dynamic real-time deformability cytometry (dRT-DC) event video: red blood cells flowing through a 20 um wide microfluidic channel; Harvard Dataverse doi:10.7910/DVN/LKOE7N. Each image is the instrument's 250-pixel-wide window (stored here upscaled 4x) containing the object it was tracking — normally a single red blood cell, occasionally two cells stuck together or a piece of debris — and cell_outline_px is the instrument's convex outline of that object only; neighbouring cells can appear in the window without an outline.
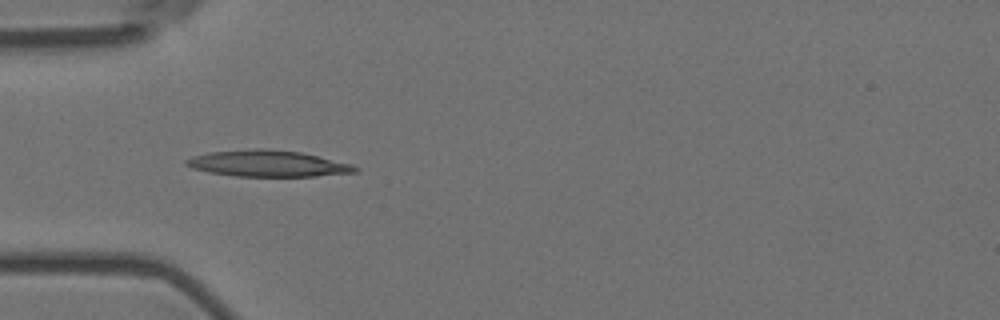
{"species": "Egyptian fruit bat (a non-hibernating species)", "species_latin": "Rousettus aegyptiacus", "temperature_condition": "room temperature", "stored_images_in_passage": 4, "camera_frame_rate_fps": 3000, "um_per_image_px": 0.085, "animal": {"sex": "female"}, "frame": {"image": 1, "passage_image": 3, "time_ms": 0.667, "image_size_px": [1000, 320], "cell_outline_px": [[360, 168], [356, 172], [316, 176], [236, 176], [208, 172], [192, 168], [184, 164], [184, 160], [192, 156], [208, 152], [256, 148], [264, 148], [300, 152], [352, 164]], "centroid_in_image_um": [22.73, 13.89], "position_along_channel_um": 62.3, "area_um2": 25.89}}
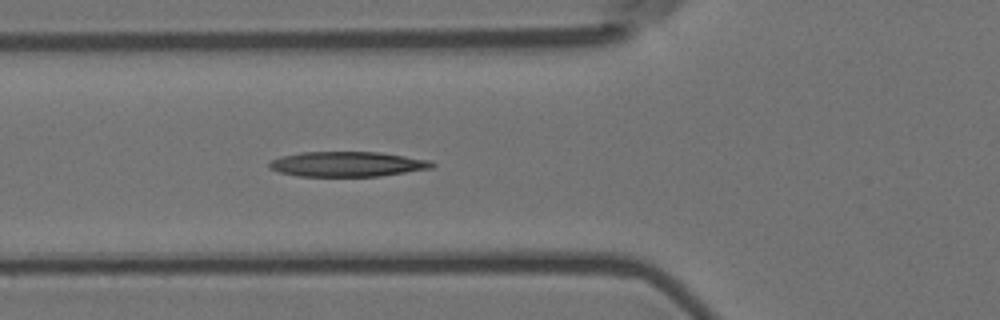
{"frame": {"image": 2, "passage_image": 4, "time_ms": 1.0, "image_size_px": [1000, 320], "cell_outline_px": [[436, 164], [432, 168], [380, 176], [296, 176], [280, 172], [268, 168], [268, 164], [272, 160], [280, 156], [300, 152], [380, 152], [432, 160]], "centroid_in_image_um": [29.53, 13.94], "position_along_channel_um": 96.3, "area_um2": 23.87}}